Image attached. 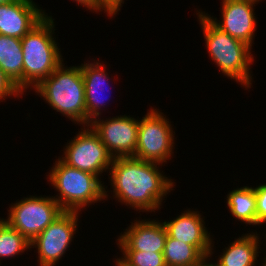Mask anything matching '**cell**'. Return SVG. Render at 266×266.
<instances>
[{
  "instance_id": "ba28073f",
  "label": "cell",
  "mask_w": 266,
  "mask_h": 266,
  "mask_svg": "<svg viewBox=\"0 0 266 266\" xmlns=\"http://www.w3.org/2000/svg\"><path fill=\"white\" fill-rule=\"evenodd\" d=\"M65 147L64 157L61 156L59 159L70 167L98 177L104 171H109L111 167L113 157L89 125L83 126V129L81 128V131Z\"/></svg>"
},
{
  "instance_id": "cb8c5ba5",
  "label": "cell",
  "mask_w": 266,
  "mask_h": 266,
  "mask_svg": "<svg viewBox=\"0 0 266 266\" xmlns=\"http://www.w3.org/2000/svg\"><path fill=\"white\" fill-rule=\"evenodd\" d=\"M101 6L113 17L120 11L124 0H100Z\"/></svg>"
},
{
  "instance_id": "ffe728a7",
  "label": "cell",
  "mask_w": 266,
  "mask_h": 266,
  "mask_svg": "<svg viewBox=\"0 0 266 266\" xmlns=\"http://www.w3.org/2000/svg\"><path fill=\"white\" fill-rule=\"evenodd\" d=\"M28 249L30 250V242L18 230L0 218V261L3 258L22 255L20 253Z\"/></svg>"
},
{
  "instance_id": "7c38bea8",
  "label": "cell",
  "mask_w": 266,
  "mask_h": 266,
  "mask_svg": "<svg viewBox=\"0 0 266 266\" xmlns=\"http://www.w3.org/2000/svg\"><path fill=\"white\" fill-rule=\"evenodd\" d=\"M167 231L162 222L156 220H135L118 237L121 251H142L163 253Z\"/></svg>"
},
{
  "instance_id": "ac0fdd59",
  "label": "cell",
  "mask_w": 266,
  "mask_h": 266,
  "mask_svg": "<svg viewBox=\"0 0 266 266\" xmlns=\"http://www.w3.org/2000/svg\"><path fill=\"white\" fill-rule=\"evenodd\" d=\"M227 205L234 218L256 226V196L253 187L236 188L227 195Z\"/></svg>"
},
{
  "instance_id": "52a82bcc",
  "label": "cell",
  "mask_w": 266,
  "mask_h": 266,
  "mask_svg": "<svg viewBox=\"0 0 266 266\" xmlns=\"http://www.w3.org/2000/svg\"><path fill=\"white\" fill-rule=\"evenodd\" d=\"M3 219L18 230L29 242L37 237L64 211L51 197L30 196L15 202Z\"/></svg>"
},
{
  "instance_id": "e0dca14e",
  "label": "cell",
  "mask_w": 266,
  "mask_h": 266,
  "mask_svg": "<svg viewBox=\"0 0 266 266\" xmlns=\"http://www.w3.org/2000/svg\"><path fill=\"white\" fill-rule=\"evenodd\" d=\"M23 59L21 39L0 35V68L22 93Z\"/></svg>"
},
{
  "instance_id": "6da1fadb",
  "label": "cell",
  "mask_w": 266,
  "mask_h": 266,
  "mask_svg": "<svg viewBox=\"0 0 266 266\" xmlns=\"http://www.w3.org/2000/svg\"><path fill=\"white\" fill-rule=\"evenodd\" d=\"M157 165L161 164L134 157L113 158L109 169L113 197L139 212L161 209L164 196L174 190L175 185Z\"/></svg>"
},
{
  "instance_id": "d4e9b609",
  "label": "cell",
  "mask_w": 266,
  "mask_h": 266,
  "mask_svg": "<svg viewBox=\"0 0 266 266\" xmlns=\"http://www.w3.org/2000/svg\"><path fill=\"white\" fill-rule=\"evenodd\" d=\"M73 1V0H72ZM77 5L81 4L83 7L85 6L88 8L91 12H101L104 10V13L106 12L107 16L113 18L102 6L100 3V0H74Z\"/></svg>"
},
{
  "instance_id": "9a60e30c",
  "label": "cell",
  "mask_w": 266,
  "mask_h": 266,
  "mask_svg": "<svg viewBox=\"0 0 266 266\" xmlns=\"http://www.w3.org/2000/svg\"><path fill=\"white\" fill-rule=\"evenodd\" d=\"M80 66L85 86L86 126H88L93 119L101 115L102 107H105L106 102L101 96L105 84L107 83L108 87V80L111 78L106 72L105 65H102L99 60L95 62L94 59L92 63L84 62Z\"/></svg>"
},
{
  "instance_id": "7402d4cb",
  "label": "cell",
  "mask_w": 266,
  "mask_h": 266,
  "mask_svg": "<svg viewBox=\"0 0 266 266\" xmlns=\"http://www.w3.org/2000/svg\"><path fill=\"white\" fill-rule=\"evenodd\" d=\"M256 196V225L266 223V184L254 188Z\"/></svg>"
},
{
  "instance_id": "8992f818",
  "label": "cell",
  "mask_w": 266,
  "mask_h": 266,
  "mask_svg": "<svg viewBox=\"0 0 266 266\" xmlns=\"http://www.w3.org/2000/svg\"><path fill=\"white\" fill-rule=\"evenodd\" d=\"M148 111L139 120L134 158L162 164L170 160L174 153L175 132L169 119L159 109L151 108Z\"/></svg>"
},
{
  "instance_id": "603a6c76",
  "label": "cell",
  "mask_w": 266,
  "mask_h": 266,
  "mask_svg": "<svg viewBox=\"0 0 266 266\" xmlns=\"http://www.w3.org/2000/svg\"><path fill=\"white\" fill-rule=\"evenodd\" d=\"M23 93L10 81L0 68V101L8 97L15 96L16 98Z\"/></svg>"
},
{
  "instance_id": "2e32d148",
  "label": "cell",
  "mask_w": 266,
  "mask_h": 266,
  "mask_svg": "<svg viewBox=\"0 0 266 266\" xmlns=\"http://www.w3.org/2000/svg\"><path fill=\"white\" fill-rule=\"evenodd\" d=\"M243 235L223 249L222 255L216 261L219 266H256L255 262L260 253L259 234L256 231Z\"/></svg>"
},
{
  "instance_id": "7a4b0ae2",
  "label": "cell",
  "mask_w": 266,
  "mask_h": 266,
  "mask_svg": "<svg viewBox=\"0 0 266 266\" xmlns=\"http://www.w3.org/2000/svg\"><path fill=\"white\" fill-rule=\"evenodd\" d=\"M197 16L212 61L227 78L251 88L253 80L250 65L254 62L252 48L218 28L205 12L198 11Z\"/></svg>"
},
{
  "instance_id": "5b68a950",
  "label": "cell",
  "mask_w": 266,
  "mask_h": 266,
  "mask_svg": "<svg viewBox=\"0 0 266 266\" xmlns=\"http://www.w3.org/2000/svg\"><path fill=\"white\" fill-rule=\"evenodd\" d=\"M55 162L46 176L59 192L52 197L64 211L80 212L86 206L108 198L107 187L97 175L70 167L59 158Z\"/></svg>"
},
{
  "instance_id": "277c9868",
  "label": "cell",
  "mask_w": 266,
  "mask_h": 266,
  "mask_svg": "<svg viewBox=\"0 0 266 266\" xmlns=\"http://www.w3.org/2000/svg\"><path fill=\"white\" fill-rule=\"evenodd\" d=\"M33 90L56 112L72 122L86 126L85 86L81 66L65 67L61 63Z\"/></svg>"
},
{
  "instance_id": "5bb4252c",
  "label": "cell",
  "mask_w": 266,
  "mask_h": 266,
  "mask_svg": "<svg viewBox=\"0 0 266 266\" xmlns=\"http://www.w3.org/2000/svg\"><path fill=\"white\" fill-rule=\"evenodd\" d=\"M181 215L170 221L162 222L167 235L183 243L195 246L203 255H213V241L205 227V221L200 212L183 211Z\"/></svg>"
},
{
  "instance_id": "4316f807",
  "label": "cell",
  "mask_w": 266,
  "mask_h": 266,
  "mask_svg": "<svg viewBox=\"0 0 266 266\" xmlns=\"http://www.w3.org/2000/svg\"><path fill=\"white\" fill-rule=\"evenodd\" d=\"M115 263V266H130L122 258H117Z\"/></svg>"
},
{
  "instance_id": "9c48e42d",
  "label": "cell",
  "mask_w": 266,
  "mask_h": 266,
  "mask_svg": "<svg viewBox=\"0 0 266 266\" xmlns=\"http://www.w3.org/2000/svg\"><path fill=\"white\" fill-rule=\"evenodd\" d=\"M78 217L76 211H63L30 242V248L37 250L39 266H55L65 255L77 232Z\"/></svg>"
},
{
  "instance_id": "d6986e66",
  "label": "cell",
  "mask_w": 266,
  "mask_h": 266,
  "mask_svg": "<svg viewBox=\"0 0 266 266\" xmlns=\"http://www.w3.org/2000/svg\"><path fill=\"white\" fill-rule=\"evenodd\" d=\"M163 256L166 266H193L204 255L195 246L167 235Z\"/></svg>"
},
{
  "instance_id": "3957f363",
  "label": "cell",
  "mask_w": 266,
  "mask_h": 266,
  "mask_svg": "<svg viewBox=\"0 0 266 266\" xmlns=\"http://www.w3.org/2000/svg\"><path fill=\"white\" fill-rule=\"evenodd\" d=\"M54 19L48 14L23 38V94L48 78L63 62L54 34ZM62 59V60H61Z\"/></svg>"
},
{
  "instance_id": "44dd1931",
  "label": "cell",
  "mask_w": 266,
  "mask_h": 266,
  "mask_svg": "<svg viewBox=\"0 0 266 266\" xmlns=\"http://www.w3.org/2000/svg\"><path fill=\"white\" fill-rule=\"evenodd\" d=\"M121 257L130 266H166L163 253L121 251Z\"/></svg>"
},
{
  "instance_id": "484cf974",
  "label": "cell",
  "mask_w": 266,
  "mask_h": 266,
  "mask_svg": "<svg viewBox=\"0 0 266 266\" xmlns=\"http://www.w3.org/2000/svg\"><path fill=\"white\" fill-rule=\"evenodd\" d=\"M211 254L204 255L197 263L193 266H219L218 262L216 263H209L208 260L211 258ZM208 262V263H207Z\"/></svg>"
},
{
  "instance_id": "30bf717a",
  "label": "cell",
  "mask_w": 266,
  "mask_h": 266,
  "mask_svg": "<svg viewBox=\"0 0 266 266\" xmlns=\"http://www.w3.org/2000/svg\"><path fill=\"white\" fill-rule=\"evenodd\" d=\"M138 126L139 120L126 115L106 120L97 117L89 123L113 158L134 157Z\"/></svg>"
},
{
  "instance_id": "f1b7e54d",
  "label": "cell",
  "mask_w": 266,
  "mask_h": 266,
  "mask_svg": "<svg viewBox=\"0 0 266 266\" xmlns=\"http://www.w3.org/2000/svg\"><path fill=\"white\" fill-rule=\"evenodd\" d=\"M265 260L263 261L264 263H262V266H266V258H264Z\"/></svg>"
},
{
  "instance_id": "8fae6325",
  "label": "cell",
  "mask_w": 266,
  "mask_h": 266,
  "mask_svg": "<svg viewBox=\"0 0 266 266\" xmlns=\"http://www.w3.org/2000/svg\"><path fill=\"white\" fill-rule=\"evenodd\" d=\"M257 2L255 0H222V21L205 14L222 31L252 48L256 23H258L254 13Z\"/></svg>"
},
{
  "instance_id": "83f0119b",
  "label": "cell",
  "mask_w": 266,
  "mask_h": 266,
  "mask_svg": "<svg viewBox=\"0 0 266 266\" xmlns=\"http://www.w3.org/2000/svg\"><path fill=\"white\" fill-rule=\"evenodd\" d=\"M13 1H15V0H0V5H2V4H10Z\"/></svg>"
},
{
  "instance_id": "4fadbf2b",
  "label": "cell",
  "mask_w": 266,
  "mask_h": 266,
  "mask_svg": "<svg viewBox=\"0 0 266 266\" xmlns=\"http://www.w3.org/2000/svg\"><path fill=\"white\" fill-rule=\"evenodd\" d=\"M33 0H15L0 5V35L23 38L45 16Z\"/></svg>"
}]
</instances>
